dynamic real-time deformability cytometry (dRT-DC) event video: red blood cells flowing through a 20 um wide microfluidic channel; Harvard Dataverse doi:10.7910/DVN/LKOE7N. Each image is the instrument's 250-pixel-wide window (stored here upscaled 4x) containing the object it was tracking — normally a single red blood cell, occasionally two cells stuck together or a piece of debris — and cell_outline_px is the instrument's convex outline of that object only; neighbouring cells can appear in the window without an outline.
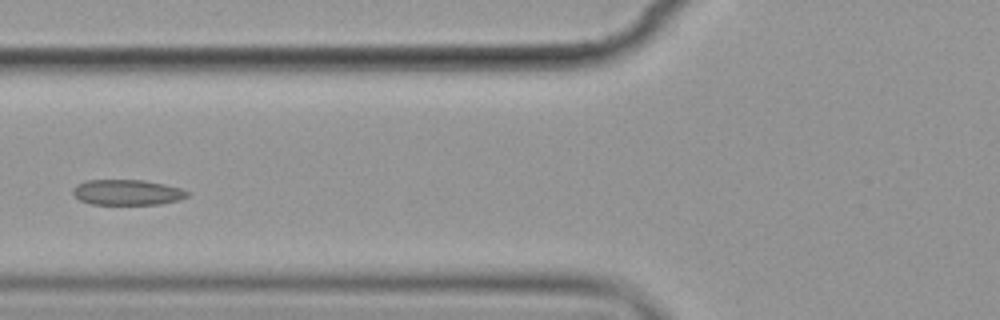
{"species": "common noctule bat (a hibernating species)", "species_latin": "Nyctalus noctula", "temperature_condition": "cold", "stored_images_in_passage": 5, "camera_frame_rate_fps": 3000, "um_per_image_px": 0.085, "animal": {"sex": "female", "body_mass_g": 19.9}, "frame": {"image": 1, "passage_image": 5, "time_ms": 4.667, "image_size_px": [1000, 320], "cell_outline_px": [[188, 196], [180, 200], [160, 204], [92, 204], [80, 200], [72, 192], [72, 188], [76, 184], [88, 180], [144, 180], [164, 184], [180, 188], [188, 192]], "centroid_in_image_um": [10.81, 16.35], "position_along_channel_um": 115.0, "area_um2": 16.94}}